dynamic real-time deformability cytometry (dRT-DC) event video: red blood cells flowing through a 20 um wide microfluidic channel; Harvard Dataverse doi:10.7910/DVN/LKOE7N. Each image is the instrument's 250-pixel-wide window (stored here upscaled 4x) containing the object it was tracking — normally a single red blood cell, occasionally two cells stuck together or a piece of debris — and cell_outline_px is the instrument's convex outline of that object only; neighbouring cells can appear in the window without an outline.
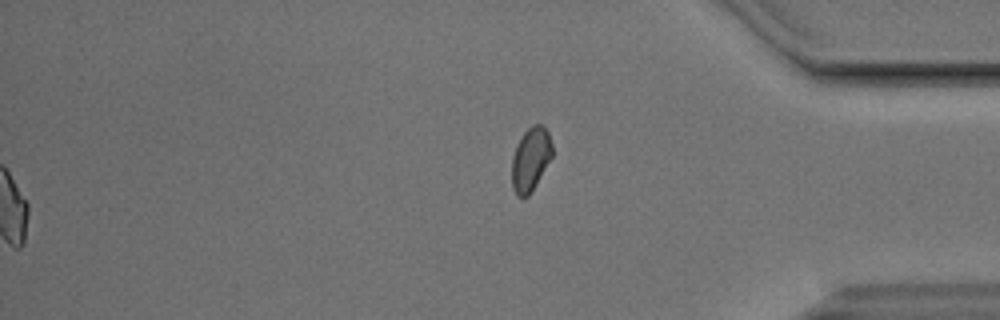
{"species": "Egyptian fruit bat (a non-hibernating species)", "species_latin": "Rousettus aegyptiacus", "temperature_condition": "cold", "stored_images_in_passage": 54, "segment_of_instrument_passage": [2, 2], "camera_frame_rate_fps": 3000, "um_per_image_px": 0.085, "animal": {"sex": "male"}, "frame": {"image": 1, "passage_image": 54, "time_ms": 17.667, "image_size_px": [1000, 320], "cell_outline_px": [[552, 156], [536, 184], [528, 196], [516, 196], [512, 188], [512, 156], [516, 144], [524, 132], [532, 124], [540, 124], [548, 132], [552, 144]], "centroid_in_image_um": [45.08, 13.53], "position_along_channel_um": 390.1, "area_um2": 14.91}}